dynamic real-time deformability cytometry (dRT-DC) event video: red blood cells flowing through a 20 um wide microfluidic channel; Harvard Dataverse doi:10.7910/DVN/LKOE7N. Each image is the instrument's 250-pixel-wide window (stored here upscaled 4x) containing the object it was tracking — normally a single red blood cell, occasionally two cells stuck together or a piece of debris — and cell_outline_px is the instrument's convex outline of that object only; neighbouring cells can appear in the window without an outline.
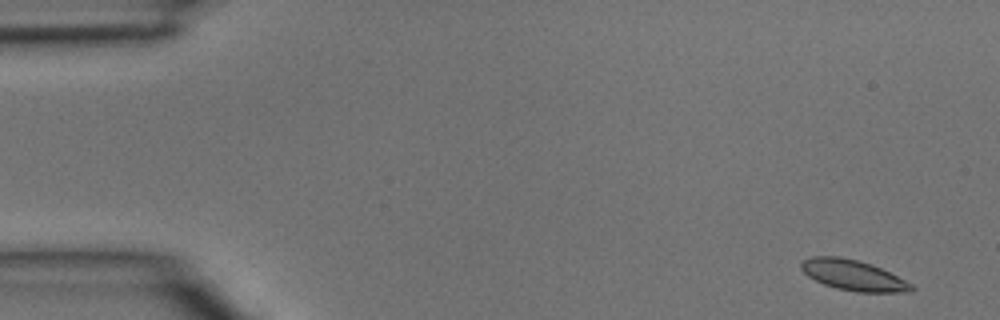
{"species": "common noctule bat (a hibernating species)", "species_latin": "Nyctalus noctula", "temperature_condition": "room temperature", "stored_images_in_passage": 4, "camera_frame_rate_fps": 3000, "um_per_image_px": 0.085, "animal": {"sex": "male", "body_mass_g": 15.6}, "frame": {"image": 1, "passage_image": 1, "time_ms": 0.0, "image_size_px": [1000, 320], "cell_outline_px": [[916, 288], [912, 292], [856, 292], [836, 288], [824, 284], [808, 276], [800, 268], [800, 264], [804, 260], [812, 256], [840, 256], [860, 260], [872, 264], [912, 284]], "centroid_in_image_um": [72.52, 23.39], "position_along_channel_um": 12.5, "area_um2": 19.59}}
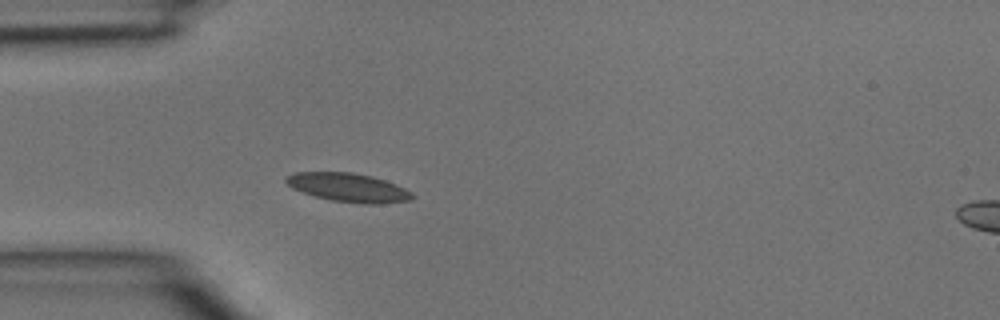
{"frame": {"image": 2, "passage_image": 3, "time_ms": 0.667, "image_size_px": [1000, 320], "cell_outline_px": [[416, 196], [412, 200], [380, 204], [364, 204], [332, 200], [316, 196], [292, 188], [284, 180], [288, 176], [296, 172], [352, 172], [372, 176], [396, 184], [412, 192]], "centroid_in_image_um": [29.67, 15.94], "position_along_channel_um": 55.3, "area_um2": 21.04}}